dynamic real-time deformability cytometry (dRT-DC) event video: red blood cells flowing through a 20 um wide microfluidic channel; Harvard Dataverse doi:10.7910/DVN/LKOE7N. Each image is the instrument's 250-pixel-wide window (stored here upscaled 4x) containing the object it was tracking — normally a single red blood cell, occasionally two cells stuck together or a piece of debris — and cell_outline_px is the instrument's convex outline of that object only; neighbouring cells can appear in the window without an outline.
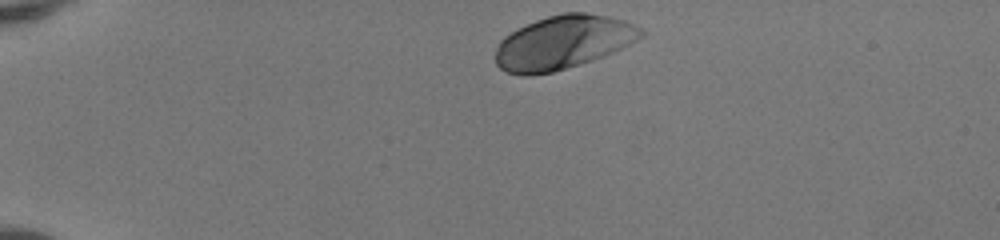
{"species": "human", "species_latin": "Homo sapiens", "temperature_condition": "room temperature", "stored_images_in_passage": 35, "camera_frame_rate_fps": 3000, "um_per_image_px": 0.085, "donor": {"sex": "female"}, "frame": {"image": 1, "passage_image": 1, "time_ms": 0.0, "image_size_px": [1000, 240], "cell_outline_px": [[648, 32], [644, 36], [604, 56], [580, 64], [552, 72], [528, 76], [524, 76], [508, 72], [500, 68], [496, 64], [496, 48], [500, 40], [504, 36], [536, 20], [548, 16], [564, 12], [584, 12], [608, 16], [624, 20]], "centroid_in_image_um": [47.87, 3.6], "position_along_channel_um": 37.1, "area_um2": 45.2}}
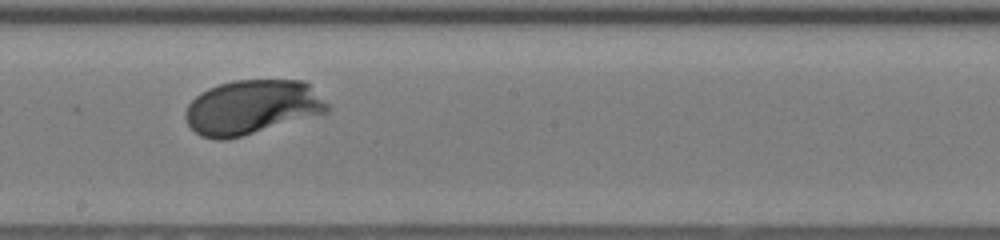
{"frame": {"image": 2, "passage_image": 20, "time_ms": 6.333, "image_size_px": [1000, 240], "cell_outline_px": [[328, 112], [240, 136], [224, 140], [216, 140], [200, 136], [188, 124], [184, 116], [184, 112], [188, 104], [200, 92], [208, 88], [232, 80], [304, 80], [328, 104]], "centroid_in_image_um": [21.37, 9.1], "position_along_channel_um": 226.8, "area_um2": 44.62}}
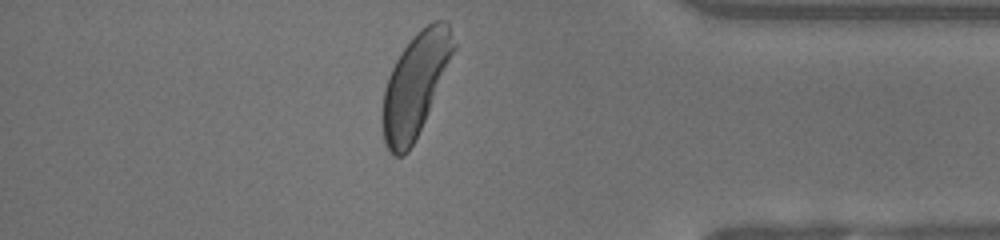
{"frame": {"image": 3, "passage_image": 34, "time_ms": 11.0, "image_size_px": [1000, 240], "cell_outline_px": [[456, 48], [428, 112], [408, 152], [404, 156], [392, 156], [384, 144], [380, 120], [384, 88], [388, 76], [400, 52], [416, 32], [432, 20], [444, 20], [448, 24], [456, 44]], "centroid_in_image_um": [35.26, 7.21], "position_along_channel_um": 399.9, "area_um2": 42.6}, "authors_computed_cell_mechanics": {"area_um2": 43.928, "velocity_mm_per_s": 4.0899, "shape_relaxation_time_tau1_ms": 1.2499, "shape_relaxation_time_tau2_ms": null, "deformation_change_tau1": 0.1337, "deformation_change_tau2": null}}